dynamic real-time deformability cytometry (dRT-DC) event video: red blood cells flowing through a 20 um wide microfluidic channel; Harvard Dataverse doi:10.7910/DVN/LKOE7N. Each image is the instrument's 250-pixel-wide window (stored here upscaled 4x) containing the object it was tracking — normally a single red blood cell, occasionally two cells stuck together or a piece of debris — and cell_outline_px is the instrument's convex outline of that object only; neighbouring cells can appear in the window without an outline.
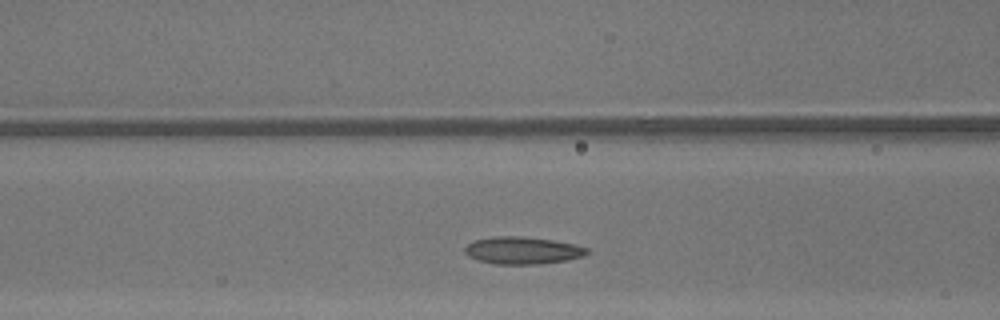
{"species": "common noctule bat (a hibernating species)", "species_latin": "Nyctalus noctula", "temperature_condition": "warm", "stored_images_in_passage": 26, "camera_frame_rate_fps": 3000, "um_per_image_px": 0.085, "animal": {"sex": "male", "body_mass_g": 13.3}, "frame": {"image": 1, "passage_image": 8, "time_ms": 2.333, "image_size_px": [1000, 320], "cell_outline_px": [[588, 252], [584, 256], [564, 260], [540, 264], [496, 264], [476, 260], [468, 256], [464, 252], [464, 248], [468, 244], [476, 240], [492, 236], [524, 236], [552, 240], [576, 244], [588, 248]], "centroid_in_image_um": [44.4, 21.28], "position_along_channel_um": 122.2, "area_um2": 19.48}}
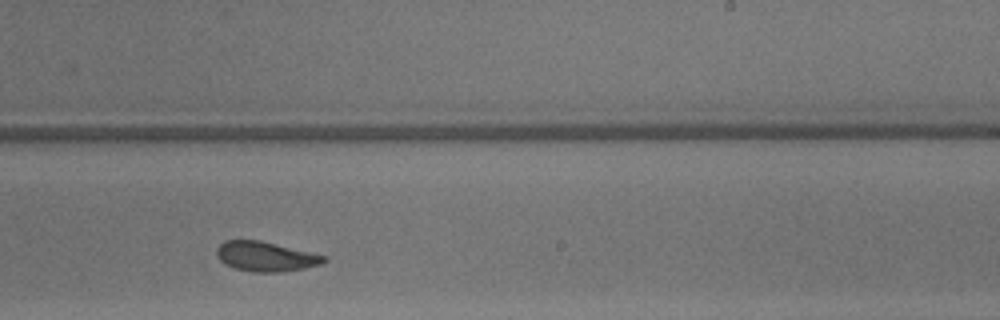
{"frame": {"image": 2, "passage_image": 18, "time_ms": 5.667, "image_size_px": [1000, 320], "cell_outline_px": [[328, 260], [320, 264], [304, 268], [280, 272], [252, 272], [236, 268], [220, 260], [216, 252], [216, 248], [224, 240], [260, 240], [328, 256]], "centroid_in_image_um": [22.61, 21.79], "position_along_channel_um": 266.4, "area_um2": 18.5}}
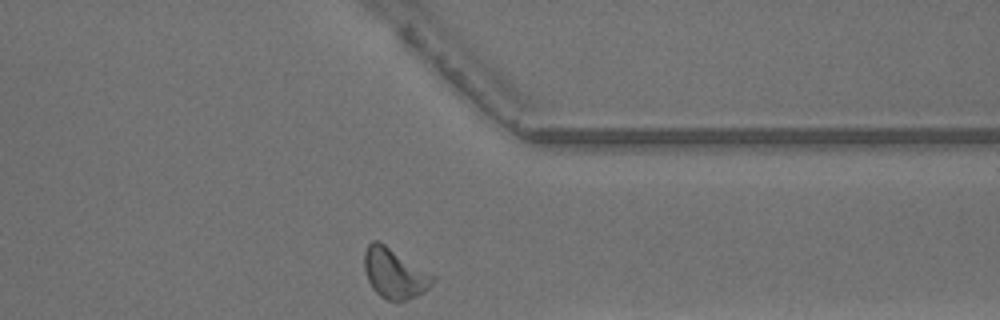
{"frame": {"image": 3, "passage_image": 26, "time_ms": 8.333, "image_size_px": [1000, 320], "cell_outline_px": [[436, 276], [432, 284], [424, 292], [408, 300], [388, 300], [380, 296], [372, 288], [368, 280], [364, 268], [364, 252], [368, 244], [372, 240], [376, 240], [384, 244]], "centroid_in_image_um": [33.53, 23.24], "position_along_channel_um": 377.9, "area_um2": 19.77}, "authors_computed_cell_mechanics": {"area_um2": 18.6983, "velocity_mm_per_s": 4.3287, "shape_relaxation_time_tau1_ms": null, "shape_relaxation_time_tau2_ms": 1.7959, "deformation_change_tau1": null, "deformation_change_tau2": 0.0861}}